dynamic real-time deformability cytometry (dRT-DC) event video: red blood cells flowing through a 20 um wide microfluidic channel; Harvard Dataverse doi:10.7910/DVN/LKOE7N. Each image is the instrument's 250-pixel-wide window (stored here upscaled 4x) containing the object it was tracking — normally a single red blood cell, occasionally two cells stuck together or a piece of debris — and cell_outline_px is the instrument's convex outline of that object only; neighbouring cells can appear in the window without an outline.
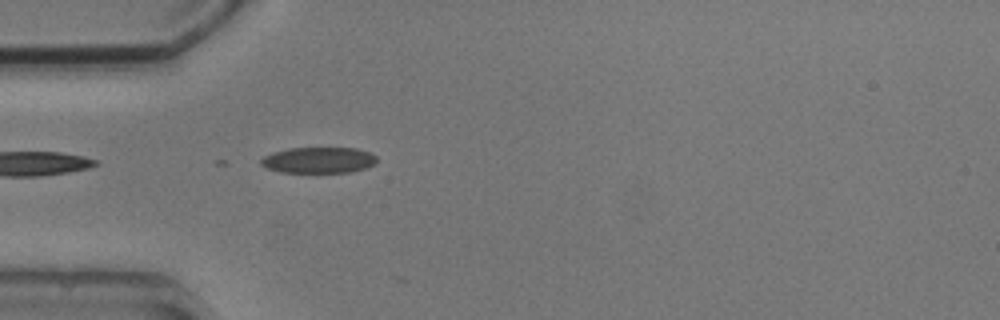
{"species": "common noctule bat (a hibernating species)", "species_latin": "Nyctalus noctula", "temperature_condition": "cold", "stored_images_in_passage": 1, "camera_frame_rate_fps": 3000, "um_per_image_px": 0.085, "animal": {"sex": "male", "body_mass_g": 20.5, "forearm_length_mm": 52.5}, "frame": {"image": 1, "passage_image": 1, "time_ms": 0.0, "image_size_px": [1000, 320], "cell_outline_px": [[376, 164], [352, 172], [280, 172], [268, 168], [260, 164], [260, 160], [264, 156], [272, 152], [288, 148], [356, 148], [368, 152], [376, 156]], "centroid_in_image_um": [27.07, 13.61], "position_along_channel_um": 57.9, "area_um2": 17.51}}